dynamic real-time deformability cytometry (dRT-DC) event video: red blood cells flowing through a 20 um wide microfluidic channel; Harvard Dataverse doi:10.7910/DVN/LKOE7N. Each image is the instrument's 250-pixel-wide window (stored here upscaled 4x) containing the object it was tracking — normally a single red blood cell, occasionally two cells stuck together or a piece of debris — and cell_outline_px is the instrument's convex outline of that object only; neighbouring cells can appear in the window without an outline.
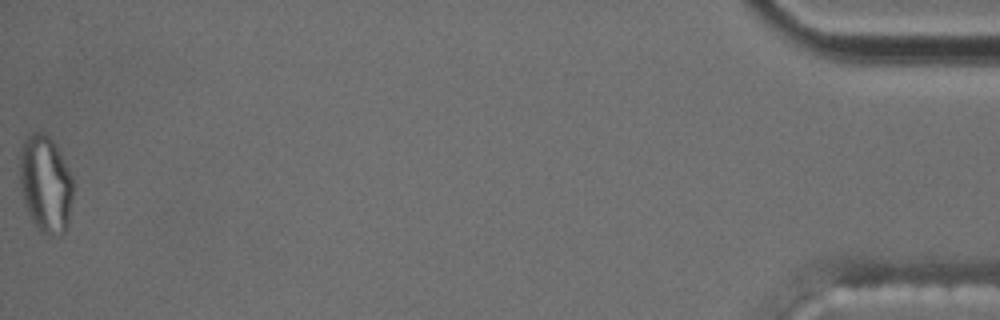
{"species": "common noctule bat (a hibernating species)", "species_latin": "Nyctalus noctula", "temperature_condition": "cold", "stored_images_in_passage": 15, "segment_of_instrument_passage": [3, 3], "camera_frame_rate_fps": 3000, "um_per_image_px": 0.085, "animal": {"sex": "male", "body_mass_g": 17.5, "forearm_length_mm": 52.3}, "frame": {"image": 1, "passage_image": 15, "time_ms": 19.0, "image_size_px": [1000, 320], "cell_outline_px": [[72, 196], [68, 220], [64, 232], [60, 236], [48, 236], [40, 232], [36, 228], [24, 204], [20, 184], [20, 148], [24, 140], [32, 132], [44, 132], [52, 140], [72, 176]], "centroid_in_image_um": [3.85, 15.66], "position_along_channel_um": 431.4, "area_um2": 30.11}}